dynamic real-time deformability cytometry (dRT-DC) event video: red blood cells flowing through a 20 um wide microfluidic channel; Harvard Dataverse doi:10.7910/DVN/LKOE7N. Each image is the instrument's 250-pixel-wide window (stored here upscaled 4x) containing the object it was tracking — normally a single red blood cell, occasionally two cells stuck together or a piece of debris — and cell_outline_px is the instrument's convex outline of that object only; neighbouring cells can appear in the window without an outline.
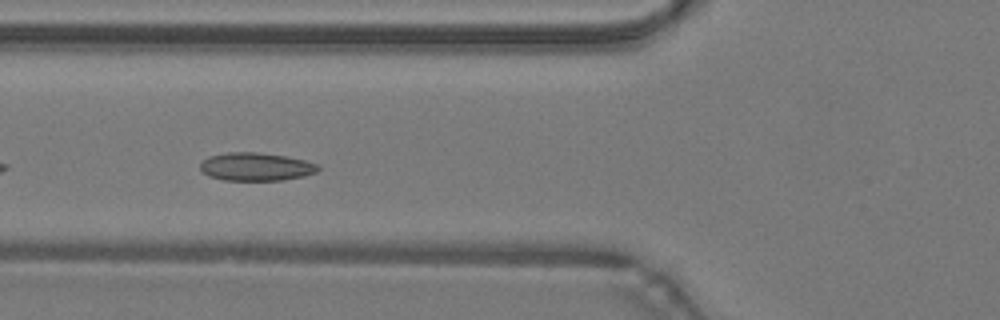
{"species": "common noctule bat (a hibernating species)", "species_latin": "Nyctalus noctula", "temperature_condition": "warm", "stored_images_in_passage": 28, "camera_frame_rate_fps": 3000, "um_per_image_px": 0.085, "animal": {"sex": "male", "body_mass_g": 19.2, "forearm_length_mm": 51.8}, "frame": {"image": 1, "passage_image": 5, "time_ms": 1.333, "image_size_px": [1000, 320], "cell_outline_px": [[320, 168], [316, 172], [304, 176], [284, 180], [224, 180], [208, 176], [200, 172], [200, 164], [208, 156], [228, 152], [256, 152], [288, 156], [320, 164]], "centroid_in_image_um": [21.76, 14.17], "position_along_channel_um": 104.0, "area_um2": 19.54}}
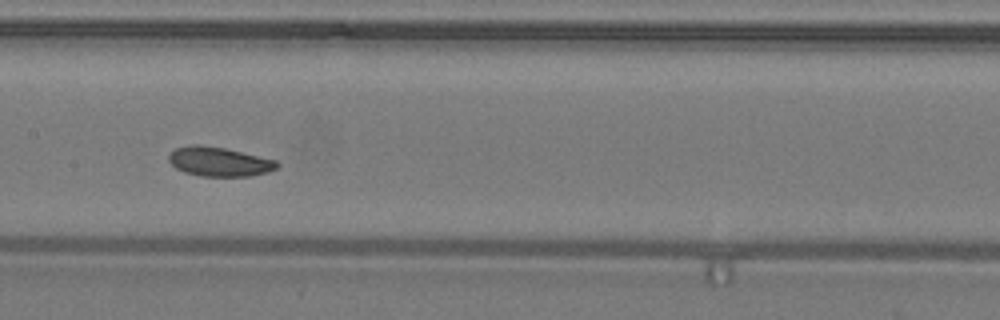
{"frame": {"image": 2, "passage_image": 11, "time_ms": 3.333, "image_size_px": [1000, 320], "cell_outline_px": [[280, 164], [276, 168], [268, 172], [248, 176], [200, 176], [184, 172], [176, 168], [168, 160], [168, 156], [176, 148], [192, 144], [200, 144], [224, 148], [276, 160]], "centroid_in_image_um": [18.62, 13.74], "position_along_channel_um": 188.8, "area_um2": 18.38}}
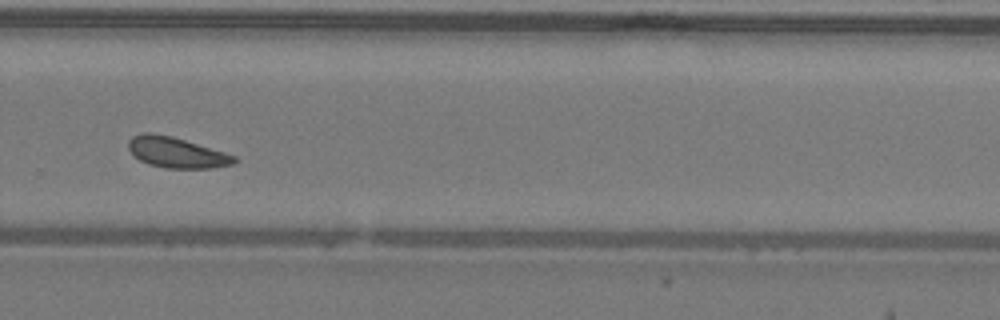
{"frame": {"image": 3, "passage_image": 20, "time_ms": 6.333, "image_size_px": [1000, 320], "cell_outline_px": [[236, 160], [232, 164], [212, 168], [164, 168], [148, 164], [140, 160], [128, 148], [128, 140], [132, 136], [144, 132], [152, 132], [172, 136], [224, 152], [236, 156]], "centroid_in_image_um": [14.97, 12.95], "position_along_channel_um": 314.8, "area_um2": 18.79}, "authors_computed_cell_mechanics": {"area_um2": 18.5827, "velocity_mm_per_s": 4.2298, "shape_relaxation_time_tau1_ms": 1.4686, "shape_relaxation_time_tau2_ms": null, "deformation_change_tau1": 0.045, "deformation_change_tau2": null}}